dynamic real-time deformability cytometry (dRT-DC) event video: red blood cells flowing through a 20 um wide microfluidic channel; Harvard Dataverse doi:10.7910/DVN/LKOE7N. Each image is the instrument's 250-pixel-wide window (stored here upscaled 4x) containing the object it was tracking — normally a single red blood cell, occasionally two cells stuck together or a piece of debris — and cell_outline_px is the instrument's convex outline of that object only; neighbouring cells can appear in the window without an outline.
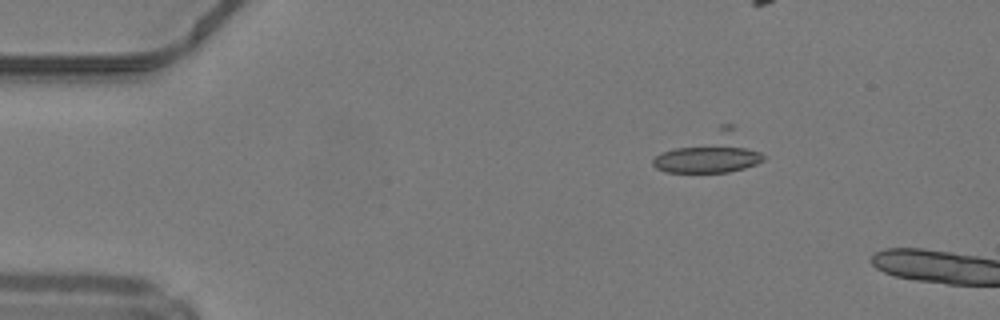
{"species": "common noctule bat (a hibernating species)", "species_latin": "Nyctalus noctula", "temperature_condition": "warm", "stored_images_in_passage": 3, "camera_frame_rate_fps": 3000, "um_per_image_px": 0.085, "animal": {"sex": "male", "body_mass_g": 19.2, "forearm_length_mm": 51.8}, "frame": {"image": 1, "passage_image": 1, "time_ms": 0.0, "image_size_px": [1000, 320], "cell_outline_px": [[764, 160], [756, 164], [744, 168], [728, 172], [664, 172], [656, 168], [652, 164], [652, 160], [660, 152], [676, 148], [720, 144], [732, 144], [760, 152], [764, 156]], "centroid_in_image_um": [60.09, 13.5], "position_along_channel_um": 24.9, "area_um2": 17.92}}